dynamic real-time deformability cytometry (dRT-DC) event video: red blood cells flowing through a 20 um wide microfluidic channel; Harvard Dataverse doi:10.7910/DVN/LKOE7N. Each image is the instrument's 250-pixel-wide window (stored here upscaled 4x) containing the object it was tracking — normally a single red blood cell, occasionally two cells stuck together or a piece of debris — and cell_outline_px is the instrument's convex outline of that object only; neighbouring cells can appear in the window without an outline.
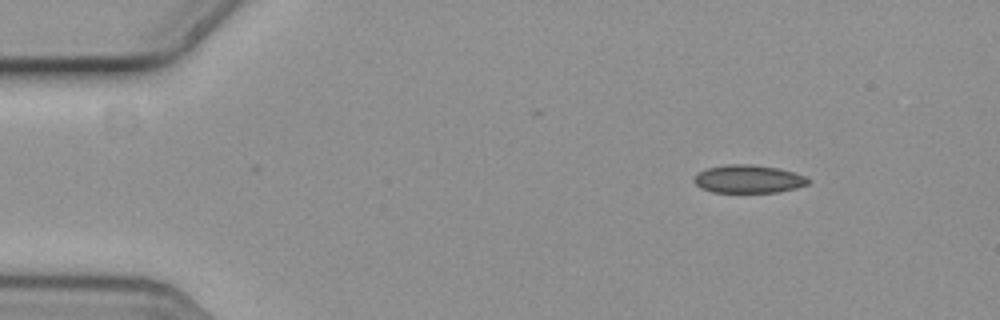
{"species": "common noctule bat (a hibernating species)", "species_latin": "Nyctalus noctula", "temperature_condition": "cold", "stored_images_in_passage": 4, "camera_frame_rate_fps": 3000, "um_per_image_px": 0.085, "animal": {"sex": "female", "body_mass_g": 19.3, "forearm_length_mm": 54.1}, "frame": {"image": 1, "passage_image": 1, "time_ms": 0.0, "image_size_px": [1000, 320], "cell_outline_px": [[808, 184], [796, 188], [776, 192], [712, 192], [700, 188], [692, 180], [700, 172], [708, 168], [724, 164], [756, 164], [780, 168], [804, 176], [808, 180]], "centroid_in_image_um": [63.59, 15.21], "position_along_channel_um": 21.4, "area_um2": 18.61}}
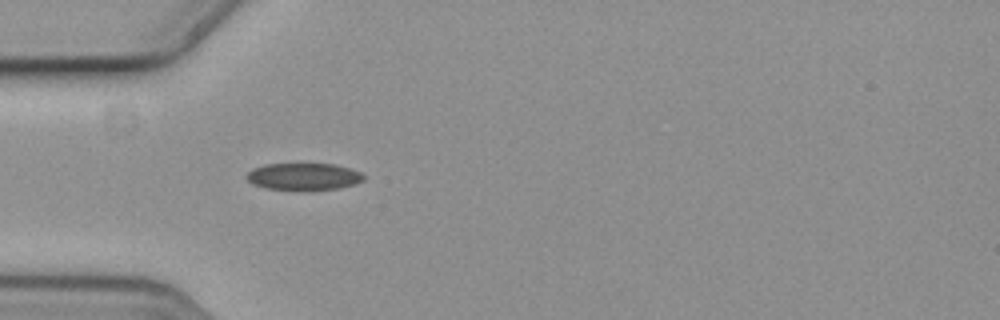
{"frame": {"image": 2, "passage_image": 4, "time_ms": 1.0, "image_size_px": [1000, 320], "cell_outline_px": [[364, 180], [352, 184], [336, 188], [308, 192], [300, 192], [264, 188], [252, 184], [244, 176], [252, 168], [264, 164], [336, 164], [360, 172], [364, 176]], "centroid_in_image_um": [25.74, 15.04], "position_along_channel_um": 59.3, "area_um2": 18.96}}